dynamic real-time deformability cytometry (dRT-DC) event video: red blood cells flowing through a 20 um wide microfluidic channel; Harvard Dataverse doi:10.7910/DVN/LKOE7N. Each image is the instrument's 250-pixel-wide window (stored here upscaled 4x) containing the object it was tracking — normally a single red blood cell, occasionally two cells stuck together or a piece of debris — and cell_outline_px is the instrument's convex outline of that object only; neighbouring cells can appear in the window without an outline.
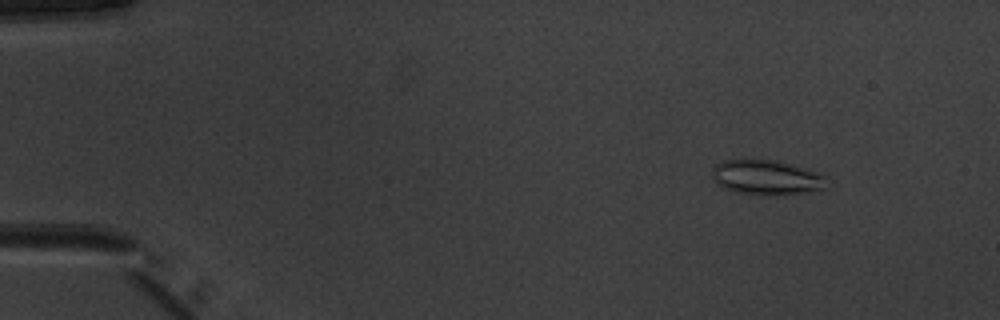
{"species": "common noctule bat (a hibernating species)", "species_latin": "Nyctalus noctula", "temperature_condition": "warm", "stored_images_in_passage": 52, "camera_frame_rate_fps": 3000, "um_per_image_px": 0.085, "animal": {"sex": "male", "body_mass_g": 20.1, "forearm_length_mm": 53.5}, "frame": {"image": 1, "passage_image": 7, "time_ms": 2.0, "image_size_px": [1000, 320], "cell_outline_px": [[824, 188], [808, 192], [776, 196], [764, 196], [736, 192], [724, 188], [712, 180], [712, 168], [716, 164], [724, 160], [776, 160], [816, 172], [824, 176]], "centroid_in_image_um": [65.09, 15.1], "position_along_channel_um": 19.9, "area_um2": 23.18}}
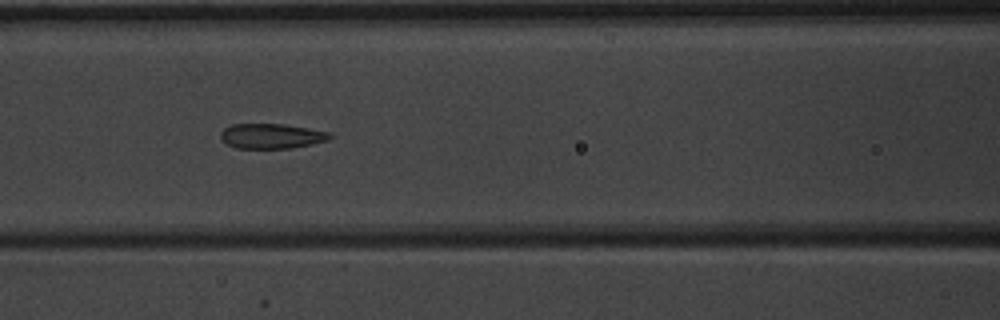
{"frame": {"image": 2, "passage_image": 24, "time_ms": 7.667, "image_size_px": [1000, 320], "cell_outline_px": [[332, 136], [328, 140], [312, 144], [292, 148], [236, 148], [220, 140], [220, 132], [224, 128], [232, 124], [284, 124], [332, 132]], "centroid_in_image_um": [23.08, 11.56], "position_along_channel_um": 143.5, "area_um2": 16.01}}
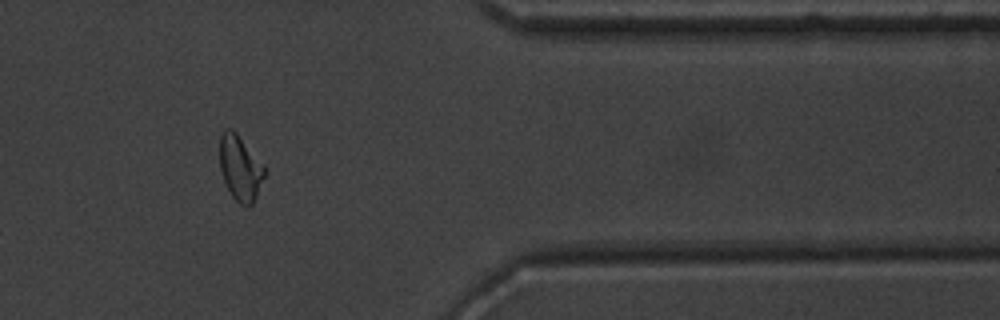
{"frame": {"image": 3, "passage_image": 44, "time_ms": 14.333, "image_size_px": [1000, 320], "cell_outline_px": [[264, 176], [256, 196], [252, 204], [240, 204], [232, 196], [224, 180], [220, 168], [220, 136], [228, 128], [232, 128], [236, 132], [264, 164]], "centroid_in_image_um": [20.41, 14.25], "position_along_channel_um": 391.0, "area_um2": 16.65}, "authors_computed_cell_mechanics": {"area_um2": 17.3111, "velocity_mm_per_s": 3.9764, "shape_relaxation_time_tau1_ms": 10.5105, "shape_relaxation_time_tau2_ms": 1.3415, "deformation_change_tau1": 0.1949, "deformation_change_tau2": 0.0986}}